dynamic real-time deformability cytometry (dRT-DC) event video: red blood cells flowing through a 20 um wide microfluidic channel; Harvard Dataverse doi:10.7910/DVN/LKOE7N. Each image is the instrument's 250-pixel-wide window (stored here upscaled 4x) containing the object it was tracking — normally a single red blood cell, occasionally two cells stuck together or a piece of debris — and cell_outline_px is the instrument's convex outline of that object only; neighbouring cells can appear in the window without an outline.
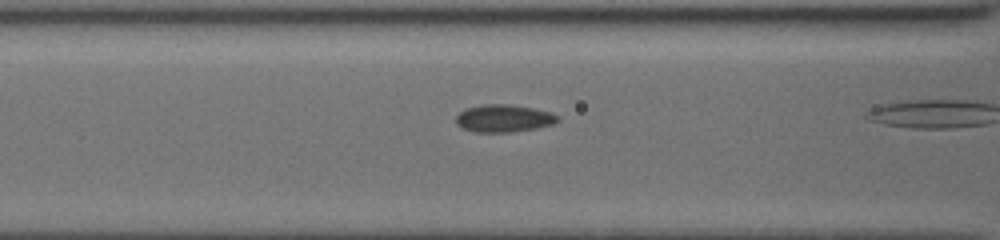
{"species": "common noctule bat (a hibernating species)", "species_latin": "Nyctalus noctula", "temperature_condition": "cold", "stored_images_in_passage": 11, "camera_frame_rate_fps": 3000, "um_per_image_px": 0.085, "animal": {"sex": "female", "body_mass_g": 19.5, "forearm_length_mm": 54.1}, "frame": {"image": 1, "passage_image": 7, "time_ms": 2.0, "image_size_px": [1000, 240], "cell_outline_px": [[560, 120], [552, 124], [536, 128], [512, 132], [472, 132], [456, 124], [456, 116], [460, 112], [468, 108], [484, 104], [508, 104], [532, 108], [548, 112], [556, 116]], "centroid_in_image_um": [42.78, 10.07], "position_along_channel_um": 123.8, "area_um2": 16.07}}
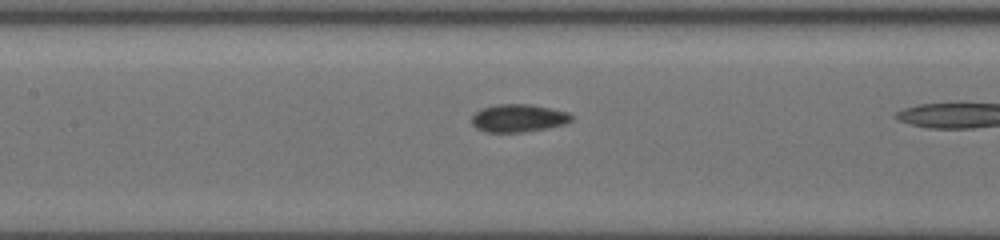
{"frame": {"image": 2, "passage_image": 10, "time_ms": 3.0, "image_size_px": [1000, 240], "cell_outline_px": [[572, 120], [564, 124], [524, 132], [484, 132], [476, 128], [472, 124], [472, 116], [476, 112], [484, 108], [500, 104], [532, 104], [568, 112], [572, 116]], "centroid_in_image_um": [44.05, 10.04], "position_along_channel_um": 163.3, "area_um2": 16.01}}